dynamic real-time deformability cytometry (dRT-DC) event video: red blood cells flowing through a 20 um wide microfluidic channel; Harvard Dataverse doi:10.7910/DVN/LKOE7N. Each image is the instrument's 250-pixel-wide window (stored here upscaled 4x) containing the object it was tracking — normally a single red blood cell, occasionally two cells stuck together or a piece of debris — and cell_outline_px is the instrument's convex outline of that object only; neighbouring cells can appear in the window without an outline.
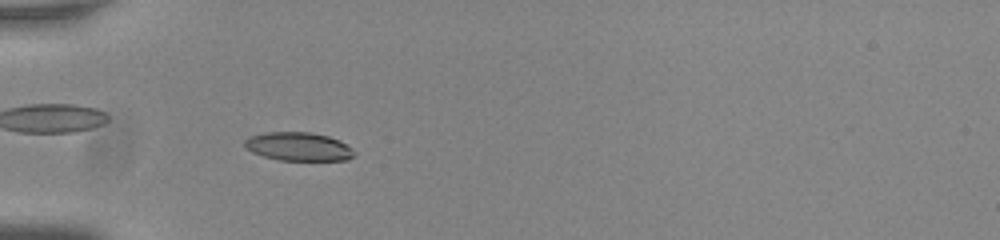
{"species": "common noctule bat (a hibernating species)", "species_latin": "Nyctalus noctula", "temperature_condition": "room temperature", "stored_images_in_passage": 55, "camera_frame_rate_fps": 3000, "um_per_image_px": 0.085, "animal": {"sex": "male", "body_mass_g": 20.0, "forearm_length_mm": 53.3}, "frame": {"image": 1, "passage_image": 18, "time_ms": 5.667, "image_size_px": [1000, 240], "cell_outline_px": [[356, 156], [348, 160], [280, 160], [264, 156], [252, 152], [244, 148], [244, 140], [248, 136], [264, 132], [308, 132], [328, 136], [340, 140], [352, 148], [356, 152]], "centroid_in_image_um": [25.37, 12.45], "position_along_channel_um": 59.6, "area_um2": 18.44}}
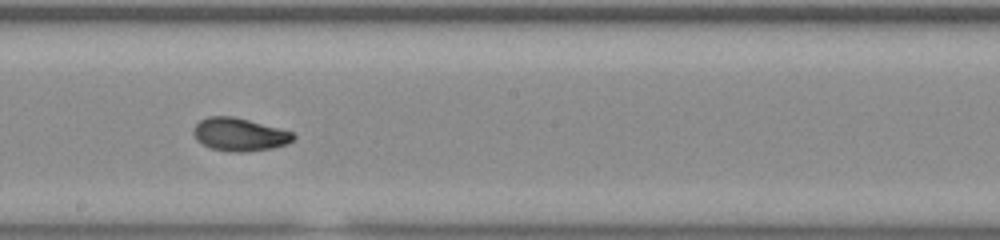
{"frame": {"image": 2, "passage_image": 32, "time_ms": 10.333, "image_size_px": [1000, 240], "cell_outline_px": [[296, 136], [288, 144], [272, 148], [244, 152], [228, 152], [212, 148], [196, 140], [192, 132], [192, 128], [200, 120], [208, 116], [232, 116], [248, 120], [292, 132]], "centroid_in_image_um": [20.32, 11.43], "position_along_channel_um": 227.9, "area_um2": 19.13}}
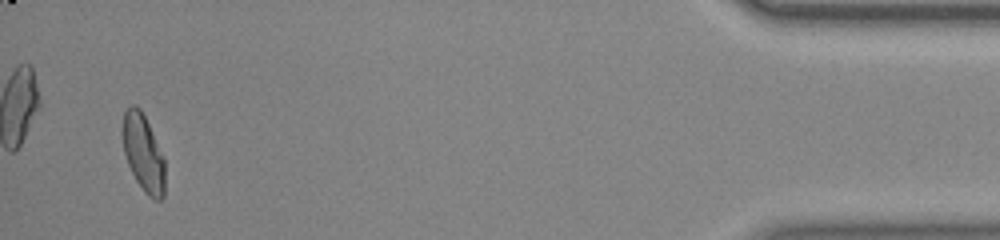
{"frame": {"image": 3, "passage_image": 53, "time_ms": 17.333, "image_size_px": [1000, 240], "cell_outline_px": [[164, 196], [160, 200], [156, 200], [148, 196], [144, 192], [136, 180], [128, 164], [124, 152], [120, 132], [124, 112], [132, 104], [136, 104], [140, 108], [164, 156]], "centroid_in_image_um": [12.15, 12.98], "position_along_channel_um": 423.0, "area_um2": 19.19}, "authors_computed_cell_mechanics": {"area_um2": 18.9584, "velocity_mm_per_s": 3.7934, "shape_relaxation_time_tau1_ms": 4.0772, "shape_relaxation_time_tau2_ms": 1.3941, "deformation_change_tau1": 0.1455, "deformation_change_tau2": 0.0475}}